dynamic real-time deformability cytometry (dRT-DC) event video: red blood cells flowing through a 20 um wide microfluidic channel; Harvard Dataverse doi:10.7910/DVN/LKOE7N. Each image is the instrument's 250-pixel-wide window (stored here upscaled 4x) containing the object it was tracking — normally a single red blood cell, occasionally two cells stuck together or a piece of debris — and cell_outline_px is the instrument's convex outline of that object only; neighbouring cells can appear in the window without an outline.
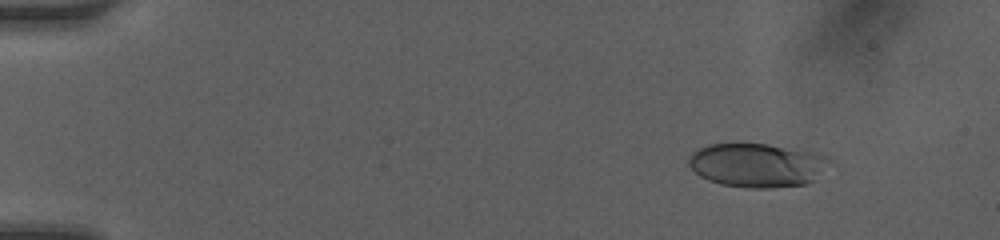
{"species": "human", "species_latin": "Homo sapiens", "temperature_condition": "room temperature", "stored_images_in_passage": 11, "camera_frame_rate_fps": 3000, "um_per_image_px": 0.085, "donor": {"sex": "female"}, "frame": {"image": 1, "passage_image": 2, "time_ms": 0.333, "image_size_px": [1000, 240], "cell_outline_px": [[828, 160], [812, 180], [808, 184], [772, 188], [752, 188], [720, 184], [708, 180], [700, 176], [688, 164], [688, 156], [692, 152], [708, 144], [768, 144], [812, 152], [824, 156]], "centroid_in_image_um": [64.25, 14.04], "position_along_channel_um": 20.8, "area_um2": 35.32}}
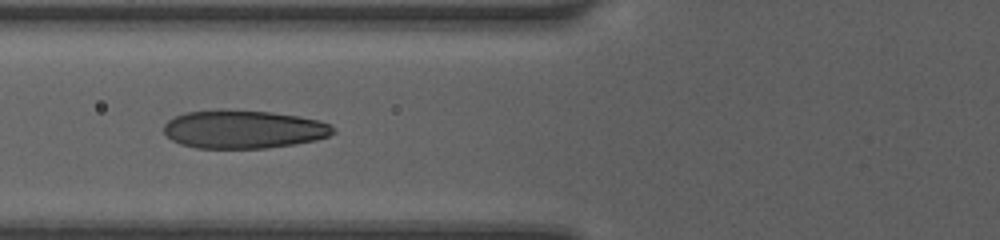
{"frame": {"image": 2, "passage_image": 7, "time_ms": 2.0, "image_size_px": [1000, 240], "cell_outline_px": [[336, 132], [328, 136], [316, 140], [296, 144], [268, 148], [196, 148], [180, 144], [172, 140], [164, 132], [164, 124], [168, 120], [184, 112], [272, 112], [296, 116], [316, 120], [328, 124]], "centroid_in_image_um": [20.7, 11.03], "position_along_channel_um": 105.1, "area_um2": 36.76}}
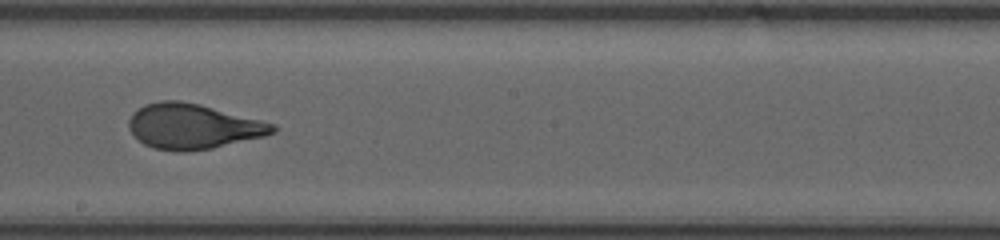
{"frame": {"image": 3, "passage_image": 10, "time_ms": 3.0, "image_size_px": [1000, 240], "cell_outline_px": [[276, 132], [264, 136], [212, 148], [184, 152], [176, 152], [156, 148], [144, 144], [128, 128], [128, 120], [132, 112], [144, 104], [160, 100], [180, 100], [200, 104], [272, 124], [276, 128]], "centroid_in_image_um": [16.33, 10.74], "position_along_channel_um": 231.9, "area_um2": 37.51}}